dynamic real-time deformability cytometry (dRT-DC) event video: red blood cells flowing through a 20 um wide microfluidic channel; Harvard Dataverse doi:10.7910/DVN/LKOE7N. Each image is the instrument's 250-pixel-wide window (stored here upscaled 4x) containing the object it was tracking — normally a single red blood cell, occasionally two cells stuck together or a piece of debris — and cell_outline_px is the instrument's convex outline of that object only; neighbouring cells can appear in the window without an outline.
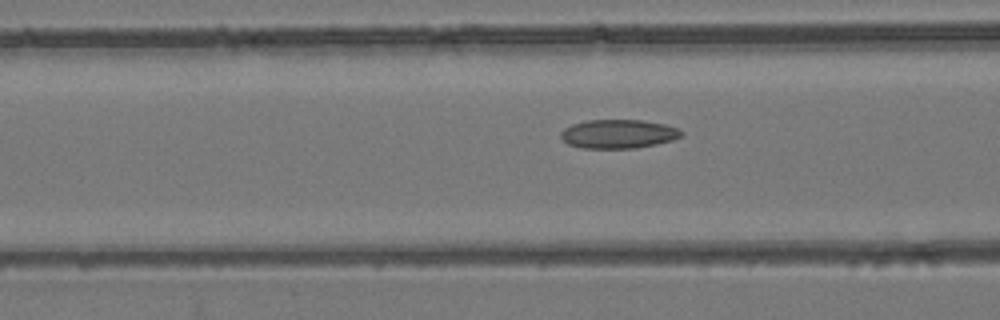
{"species": "common noctule bat (a hibernating species)", "species_latin": "Nyctalus noctula", "temperature_condition": "room temperature", "stored_images_in_passage": 37, "camera_frame_rate_fps": 3000, "um_per_image_px": 0.085, "animal": {"sex": "female", "body_mass_g": 24.6, "forearm_length_mm": 56.2}, "frame": {"image": 1, "passage_image": 5, "time_ms": 1.333, "image_size_px": [1000, 320], "cell_outline_px": [[684, 136], [672, 140], [656, 144], [636, 148], [584, 148], [568, 144], [560, 136], [560, 132], [564, 128], [572, 124], [588, 120], [644, 120], [664, 124], [676, 128], [684, 132]], "centroid_in_image_um": [52.57, 11.38], "position_along_channel_um": 114.0, "area_um2": 20.29}}
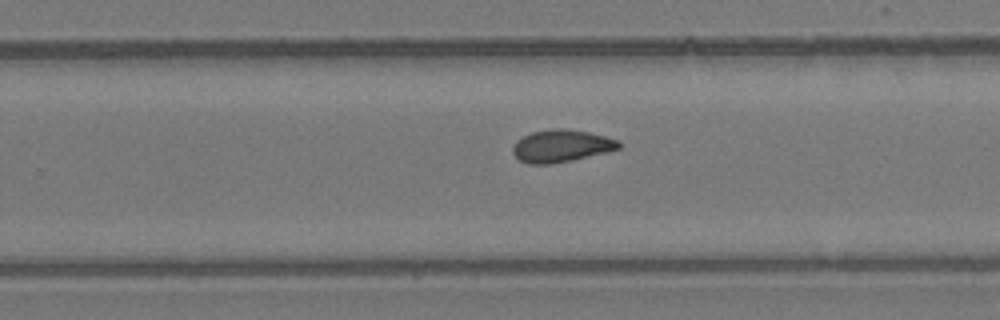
{"frame": {"image": 2, "passage_image": 18, "time_ms": 5.667, "image_size_px": [1000, 320], "cell_outline_px": [[620, 148], [608, 152], [572, 160], [552, 164], [528, 164], [520, 160], [512, 152], [512, 148], [516, 140], [532, 132], [552, 128], [568, 128], [588, 132], [620, 140]], "centroid_in_image_um": [47.71, 12.4], "position_along_channel_um": 282.1, "area_um2": 20.11}}
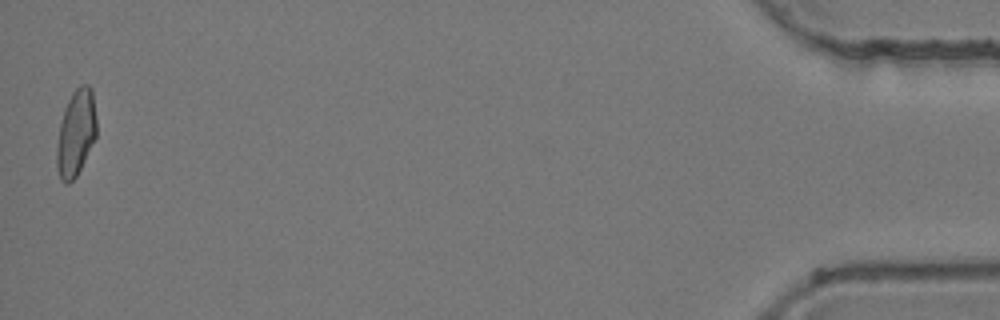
{"frame": {"image": 3, "passage_image": 37, "time_ms": 12.0, "image_size_px": [1000, 320], "cell_outline_px": [[96, 136], [76, 176], [68, 184], [64, 184], [60, 180], [56, 168], [56, 148], [60, 124], [64, 108], [72, 92], [80, 84], [88, 84], [92, 88], [96, 116]], "centroid_in_image_um": [6.44, 11.29], "position_along_channel_um": 428.8, "area_um2": 20.11}, "authors_computed_cell_mechanics": {"area_um2": 19.7676, "velocity_mm_per_s": 3.8794, "shape_relaxation_time_tau1_ms": null, "shape_relaxation_time_tau2_ms": 2.4898, "deformation_change_tau1": null, "deformation_change_tau2": 0.0802}}